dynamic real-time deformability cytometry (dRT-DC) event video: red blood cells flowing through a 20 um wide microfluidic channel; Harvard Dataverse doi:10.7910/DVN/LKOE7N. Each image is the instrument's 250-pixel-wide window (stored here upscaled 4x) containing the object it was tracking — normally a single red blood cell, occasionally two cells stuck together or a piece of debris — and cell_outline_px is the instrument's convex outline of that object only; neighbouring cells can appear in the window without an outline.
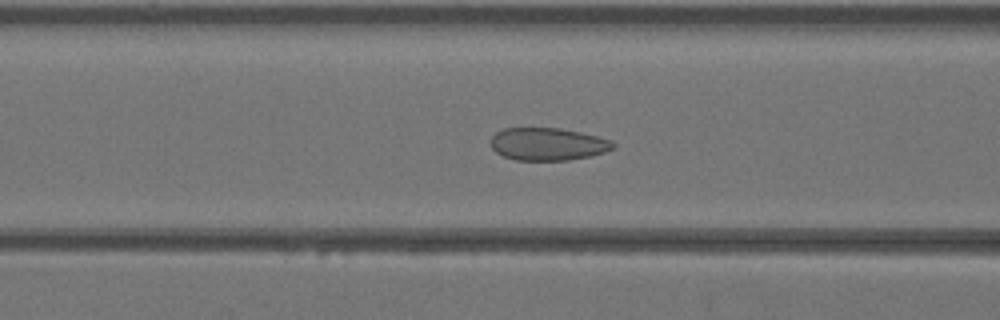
{"species": "Egyptian fruit bat (a non-hibernating species)", "species_latin": "Rousettus aegyptiacus", "temperature_condition": "warm", "stored_images_in_passage": 36, "camera_frame_rate_fps": 3000, "um_per_image_px": 0.085, "animal": {"sex": "female"}, "frame": {"image": 1, "passage_image": 10, "time_ms": 3.0, "image_size_px": [1000, 320], "cell_outline_px": [[616, 148], [604, 152], [588, 156], [568, 160], [516, 160], [504, 156], [496, 152], [492, 148], [492, 136], [496, 132], [504, 128], [560, 128], [580, 132], [612, 140], [616, 144]], "centroid_in_image_um": [46.58, 12.24], "position_along_channel_um": 120.0, "area_um2": 23.18}}
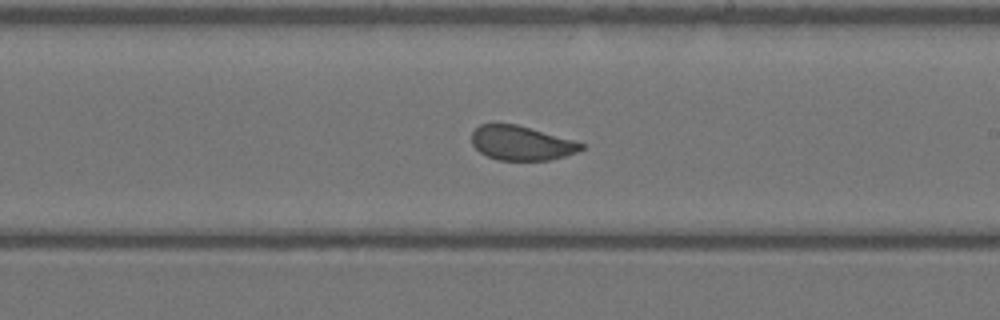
{"frame": {"image": 2, "passage_image": 18, "time_ms": 5.667, "image_size_px": [1000, 320], "cell_outline_px": [[584, 148], [576, 152], [564, 156], [548, 160], [496, 160], [480, 152], [472, 144], [472, 132], [480, 124], [516, 124], [572, 140], [584, 144]], "centroid_in_image_um": [44.28, 12.17], "position_along_channel_um": 244.7, "area_um2": 21.62}}
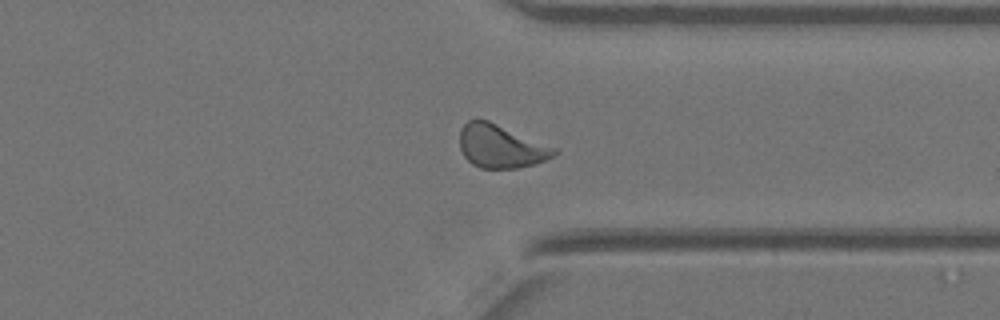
{"frame": {"image": 3, "passage_image": 26, "time_ms": 8.333, "image_size_px": [1000, 320], "cell_outline_px": [[556, 152], [552, 156], [536, 164], [516, 168], [480, 168], [472, 164], [464, 156], [460, 148], [460, 128], [468, 120], [488, 120], [556, 148]], "centroid_in_image_um": [42.53, 12.44], "position_along_channel_um": 368.9, "area_um2": 23.52}}